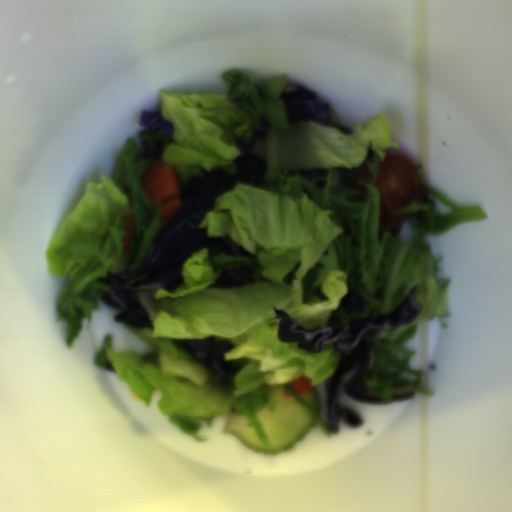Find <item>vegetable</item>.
Wrapping results in <instances>:
<instances>
[{"mask_svg":"<svg viewBox=\"0 0 512 512\" xmlns=\"http://www.w3.org/2000/svg\"><path fill=\"white\" fill-rule=\"evenodd\" d=\"M223 93H194L161 89L157 112L174 125L172 136L149 126L137 136L160 140L159 158L186 182L224 168L238 172L236 136L254 144L264 117L267 160L261 187L240 179L216 198L198 224L208 237L228 235L250 258L219 254L208 258V247L195 251L181 266L185 282L176 290H135L155 328L125 322L130 333L152 346L153 352H116L111 337L93 362L129 384L134 400L147 408L153 392H161L157 406L169 422L196 441L200 424L211 427L215 418L228 421L232 411L246 415L255 436L273 447L256 410L275 407L274 394L300 404L327 437L331 431L289 382L306 376L312 386L336 370L340 359L335 345L321 353L298 343H282L277 330L286 311L302 329H338L353 319L392 312L418 285L420 315L414 320H438L446 329L447 290L451 277L437 279L439 262L428 245V233L441 235L452 226L486 219L481 206H463L421 183L420 197L390 215L409 214L397 230L380 232V194L376 177L393 141L386 114L346 129L317 121H289L283 99L286 75L262 89L243 71L224 70ZM368 168L371 179L360 178ZM362 184L366 192L354 189ZM366 198L357 200L354 195ZM257 264L255 284L244 288H208L228 269ZM357 293L364 312L346 313L341 300ZM217 338L236 345L226 351L238 373L227 387L210 371L175 349L173 339Z\"/></svg>","mask_w":512,"mask_h":512,"instance_id":"vegetable-1","label":"vegetable"},{"mask_svg":"<svg viewBox=\"0 0 512 512\" xmlns=\"http://www.w3.org/2000/svg\"><path fill=\"white\" fill-rule=\"evenodd\" d=\"M154 160L144 157L135 138L128 137L113 177L103 174L99 183L88 181L84 195L59 221L49 240L45 257L50 273L60 278L69 273L56 305L66 322L67 349L72 350L82 332L84 317L89 332L92 309H101V294L116 292L98 278L138 269L169 224L160 220V200L154 207L141 181Z\"/></svg>","mask_w":512,"mask_h":512,"instance_id":"vegetable-2","label":"vegetable"},{"mask_svg":"<svg viewBox=\"0 0 512 512\" xmlns=\"http://www.w3.org/2000/svg\"><path fill=\"white\" fill-rule=\"evenodd\" d=\"M404 325L390 331H380L366 342L373 354V365L364 374V380L367 387L380 391L385 401L393 397L394 389L404 385H413L415 392L434 395V391L422 383L421 376L425 373L423 368H411L410 359L417 351L406 350L404 346L405 342L415 337L418 322L393 338L394 333Z\"/></svg>","mask_w":512,"mask_h":512,"instance_id":"vegetable-3","label":"vegetable"},{"mask_svg":"<svg viewBox=\"0 0 512 512\" xmlns=\"http://www.w3.org/2000/svg\"><path fill=\"white\" fill-rule=\"evenodd\" d=\"M412 165L416 171L422 170V168H423L422 163H416V164H412Z\"/></svg>","mask_w":512,"mask_h":512,"instance_id":"vegetable-4","label":"vegetable"}]
</instances>
